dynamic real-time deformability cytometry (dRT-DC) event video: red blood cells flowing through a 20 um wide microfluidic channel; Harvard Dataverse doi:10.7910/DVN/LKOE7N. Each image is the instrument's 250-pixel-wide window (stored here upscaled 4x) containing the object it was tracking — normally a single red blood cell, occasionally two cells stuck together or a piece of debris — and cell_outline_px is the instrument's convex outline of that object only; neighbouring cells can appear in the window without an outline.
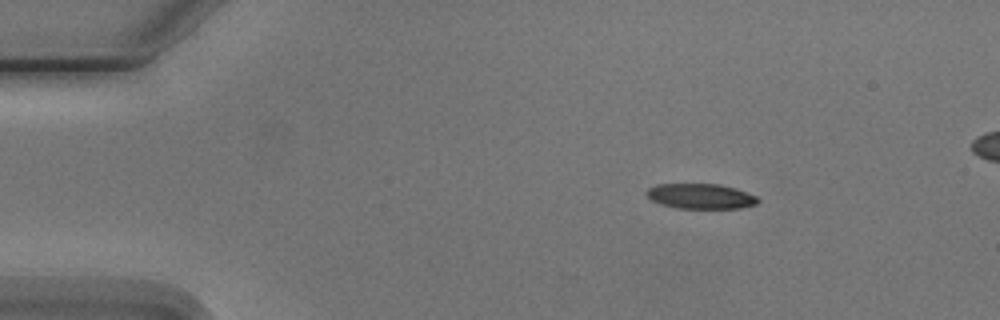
{"species": "Egyptian fruit bat (a non-hibernating species)", "species_latin": "Rousettus aegyptiacus", "temperature_condition": "cold", "stored_images_in_passage": 4, "camera_frame_rate_fps": 3000, "um_per_image_px": 0.085, "animal": {"sex": "male"}, "frame": {"image": 1, "passage_image": 1, "time_ms": 0.0, "image_size_px": [1000, 320], "cell_outline_px": [[760, 200], [756, 204], [740, 208], [680, 208], [660, 204], [652, 200], [644, 192], [648, 188], [656, 184], [720, 184], [736, 188], [756, 196]], "centroid_in_image_um": [59.55, 16.67], "position_along_channel_um": 25.5, "area_um2": 16.3}}